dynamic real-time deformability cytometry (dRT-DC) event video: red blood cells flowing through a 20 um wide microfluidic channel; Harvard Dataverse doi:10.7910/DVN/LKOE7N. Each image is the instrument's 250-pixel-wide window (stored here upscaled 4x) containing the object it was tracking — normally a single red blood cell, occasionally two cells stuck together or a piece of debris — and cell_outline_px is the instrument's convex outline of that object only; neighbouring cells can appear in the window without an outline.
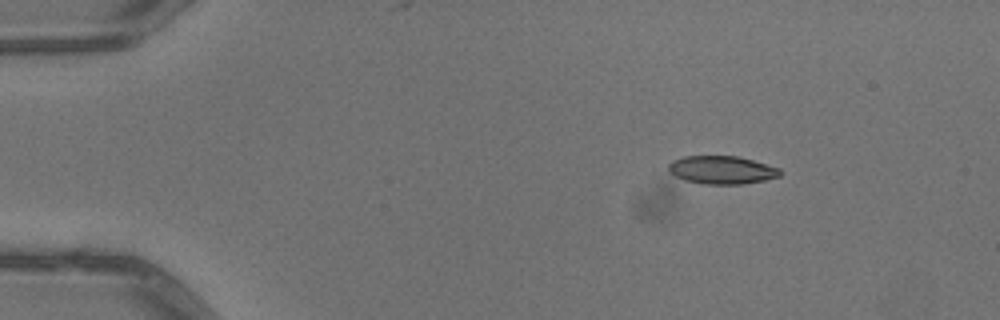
{"species": "common noctule bat (a hibernating species)", "species_latin": "Nyctalus noctula", "temperature_condition": "warm", "stored_images_in_passage": 3, "camera_frame_rate_fps": 3000, "um_per_image_px": 0.085, "animal": {"sex": "male", "body_mass_g": 13.3}, "frame": {"image": 1, "passage_image": 1, "time_ms": 0.0, "image_size_px": [1000, 320], "cell_outline_px": [[784, 172], [780, 176], [764, 180], [744, 184], [704, 184], [684, 180], [668, 172], [668, 164], [672, 160], [684, 156], [736, 156], [752, 160], [780, 168]], "centroid_in_image_um": [61.35, 14.45], "position_along_channel_um": 23.6, "area_um2": 18.38}}
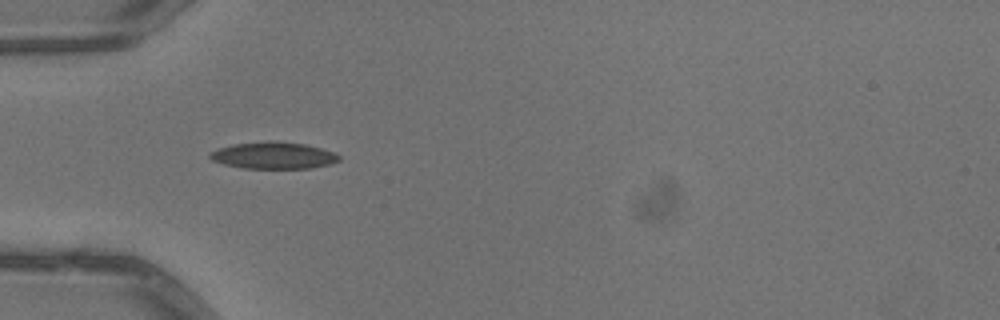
{"frame": {"image": 2, "passage_image": 3, "time_ms": 0.667, "image_size_px": [1000, 320], "cell_outline_px": [[340, 160], [332, 164], [312, 168], [244, 168], [224, 164], [212, 160], [208, 156], [212, 152], [220, 148], [232, 144], [272, 140], [304, 144], [320, 148], [332, 152], [340, 156]], "centroid_in_image_um": [23.26, 13.21], "position_along_channel_um": 61.7, "area_um2": 20.06}}